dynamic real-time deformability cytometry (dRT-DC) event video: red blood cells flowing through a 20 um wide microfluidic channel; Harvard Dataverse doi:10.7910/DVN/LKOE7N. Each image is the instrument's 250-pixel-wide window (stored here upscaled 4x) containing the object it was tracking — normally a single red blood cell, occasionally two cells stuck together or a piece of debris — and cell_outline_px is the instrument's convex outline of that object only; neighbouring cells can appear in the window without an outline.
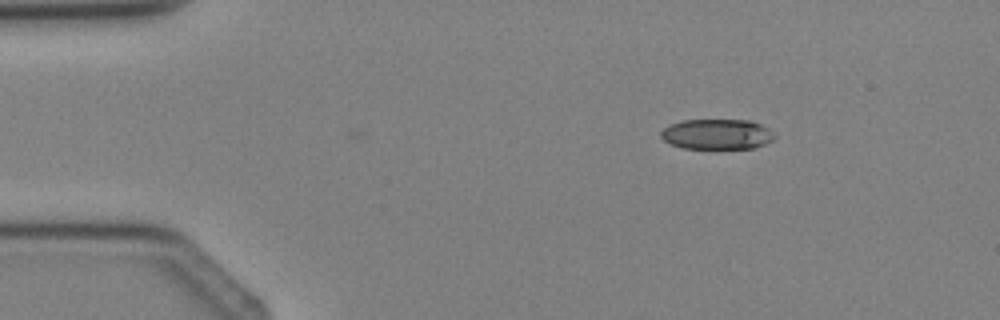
{"species": "Egyptian fruit bat (a non-hibernating species)", "species_latin": "Rousettus aegyptiacus", "temperature_condition": "cold", "stored_images_in_passage": 3, "camera_frame_rate_fps": 3000, "um_per_image_px": 0.085, "animal": {"sex": "female"}, "frame": {"image": 1, "passage_image": 3, "time_ms": 2.333, "image_size_px": [1000, 320], "cell_outline_px": [[776, 136], [772, 140], [764, 144], [752, 148], [684, 148], [672, 144], [664, 140], [660, 136], [660, 132], [664, 128], [672, 124], [684, 120], [748, 120], [760, 124], [768, 128]], "centroid_in_image_um": [60.95, 11.4], "position_along_channel_um": 24.1, "area_um2": 19.83}}